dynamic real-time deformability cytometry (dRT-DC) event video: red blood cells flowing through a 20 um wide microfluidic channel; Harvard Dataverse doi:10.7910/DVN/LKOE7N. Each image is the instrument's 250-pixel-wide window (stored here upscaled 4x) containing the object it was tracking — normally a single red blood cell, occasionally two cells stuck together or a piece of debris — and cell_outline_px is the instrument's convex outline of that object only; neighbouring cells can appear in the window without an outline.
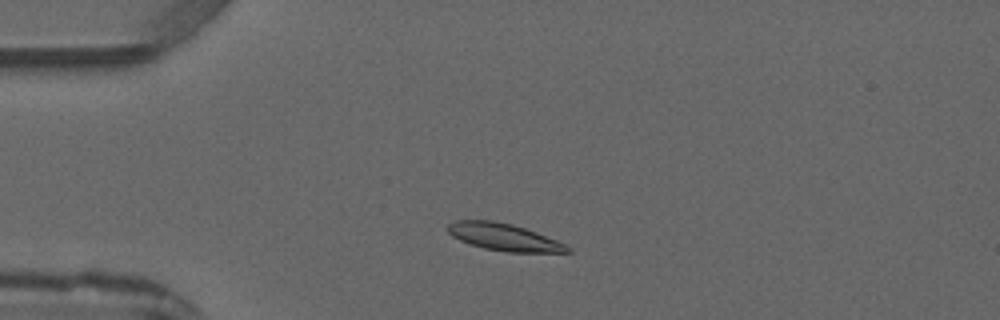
{"species": "common noctule bat (a hibernating species)", "species_latin": "Nyctalus noctula", "temperature_condition": "warm", "stored_images_in_passage": 2, "camera_frame_rate_fps": 3000, "um_per_image_px": 0.085, "animal": {"sex": "male", "forearm_length_mm": 52.5}, "frame": {"image": 1, "passage_image": 2, "time_ms": 1.333, "image_size_px": [1000, 320], "cell_outline_px": [[572, 252], [508, 252], [484, 248], [460, 240], [452, 236], [448, 232], [448, 224], [456, 220], [492, 220], [512, 224], [536, 232], [556, 240], [572, 248]], "centroid_in_image_um": [42.84, 20.15], "position_along_channel_um": 42.2, "area_um2": 18.73}}